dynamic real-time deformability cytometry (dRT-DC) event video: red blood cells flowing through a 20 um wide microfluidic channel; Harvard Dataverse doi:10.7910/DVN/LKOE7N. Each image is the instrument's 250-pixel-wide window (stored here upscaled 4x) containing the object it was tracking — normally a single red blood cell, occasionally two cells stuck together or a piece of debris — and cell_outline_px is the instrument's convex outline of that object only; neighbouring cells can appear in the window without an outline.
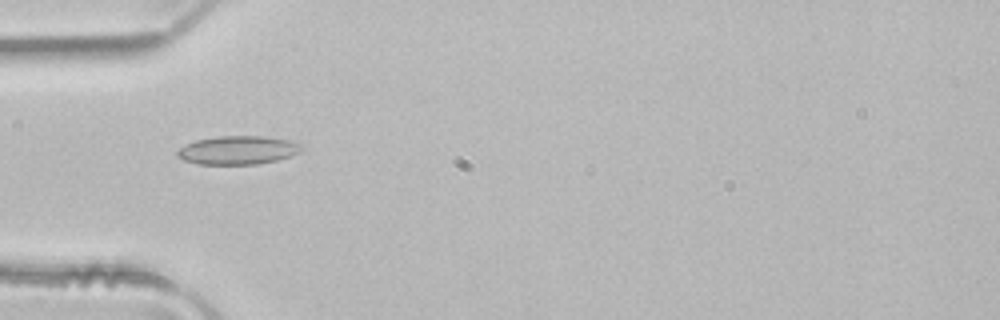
{"species": "common noctule bat (a hibernating species)", "species_latin": "Nyctalus noctula", "temperature_condition": "room temperature", "stored_images_in_passage": 1, "camera_frame_rate_fps": 3000, "um_per_image_px": 0.085, "animal": {"sex": "male", "body_mass_g": 21.5, "forearm_length_mm": 52.0}, "frame": {"image": 1, "passage_image": 1, "time_ms": 0.0, "image_size_px": [1000, 320], "cell_outline_px": [[304, 148], [300, 152], [292, 156], [276, 160], [256, 164], [200, 164], [184, 160], [176, 156], [176, 152], [184, 144], [196, 140], [216, 136], [264, 136], [288, 140], [304, 144]], "centroid_in_image_um": [20.24, 12.75], "position_along_channel_um": 64.8, "area_um2": 20.81}}